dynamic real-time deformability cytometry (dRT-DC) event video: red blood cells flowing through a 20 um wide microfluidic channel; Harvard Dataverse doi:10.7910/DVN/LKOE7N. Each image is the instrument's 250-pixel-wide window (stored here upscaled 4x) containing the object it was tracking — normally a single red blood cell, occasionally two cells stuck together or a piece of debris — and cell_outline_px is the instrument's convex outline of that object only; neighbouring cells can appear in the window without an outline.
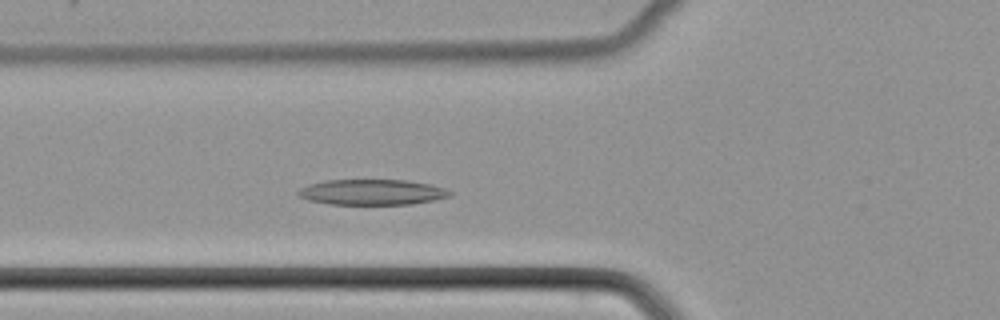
{"species": "common noctule bat (a hibernating species)", "species_latin": "Nyctalus noctula", "temperature_condition": "cold", "stored_images_in_passage": 44, "camera_frame_rate_fps": 3000, "um_per_image_px": 0.085, "animal": {"sex": "female", "body_mass_g": 22.7, "forearm_length_mm": 54.2}, "frame": {"image": 1, "passage_image": 13, "time_ms": 4.0, "image_size_px": [1000, 320], "cell_outline_px": [[452, 192], [448, 196], [432, 200], [412, 204], [328, 204], [308, 200], [300, 196], [296, 192], [300, 188], [308, 184], [324, 180], [408, 180], [432, 184], [444, 188]], "centroid_in_image_um": [31.59, 16.32], "position_along_channel_um": 94.2, "area_um2": 22.54}}
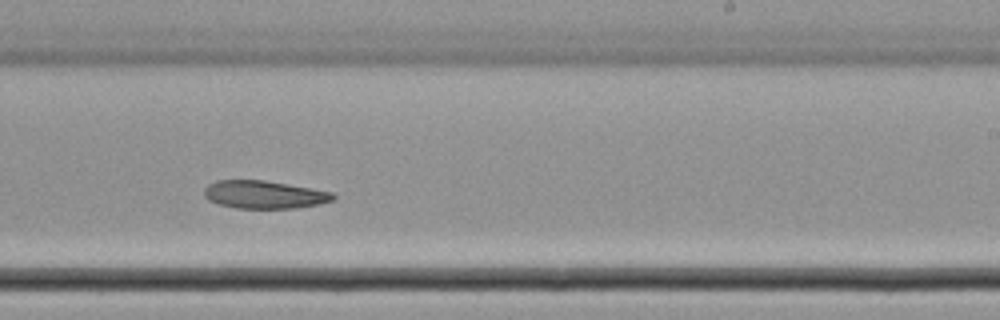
{"frame": {"image": 2, "passage_image": 26, "time_ms": 8.333, "image_size_px": [1000, 320], "cell_outline_px": [[336, 200], [320, 204], [296, 208], [236, 208], [220, 204], [208, 200], [204, 196], [204, 188], [208, 184], [216, 180], [264, 180], [312, 188], [332, 192], [336, 196]], "centroid_in_image_um": [22.48, 16.54], "position_along_channel_um": 266.5, "area_um2": 21.1}}
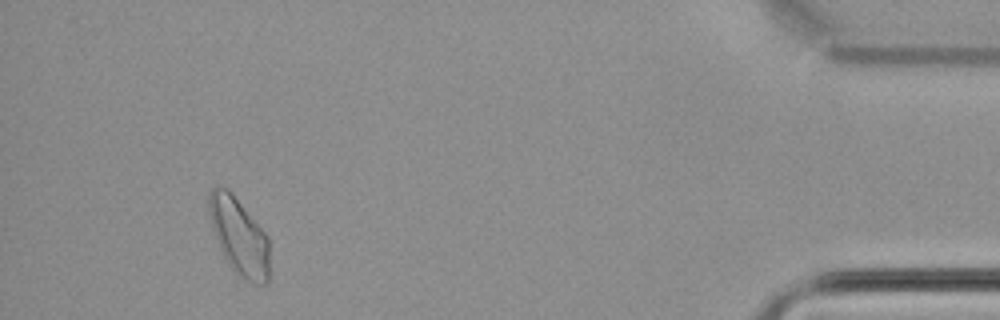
{"frame": {"image": 3, "passage_image": 42, "time_ms": 13.667, "image_size_px": [1000, 320], "cell_outline_px": [[268, 284], [256, 284], [236, 276], [228, 264], [220, 248], [212, 228], [208, 216], [208, 192], [212, 188], [228, 188], [232, 192], [268, 236]], "centroid_in_image_um": [20.3, 20.1], "position_along_channel_um": 414.9, "area_um2": 27.28}}